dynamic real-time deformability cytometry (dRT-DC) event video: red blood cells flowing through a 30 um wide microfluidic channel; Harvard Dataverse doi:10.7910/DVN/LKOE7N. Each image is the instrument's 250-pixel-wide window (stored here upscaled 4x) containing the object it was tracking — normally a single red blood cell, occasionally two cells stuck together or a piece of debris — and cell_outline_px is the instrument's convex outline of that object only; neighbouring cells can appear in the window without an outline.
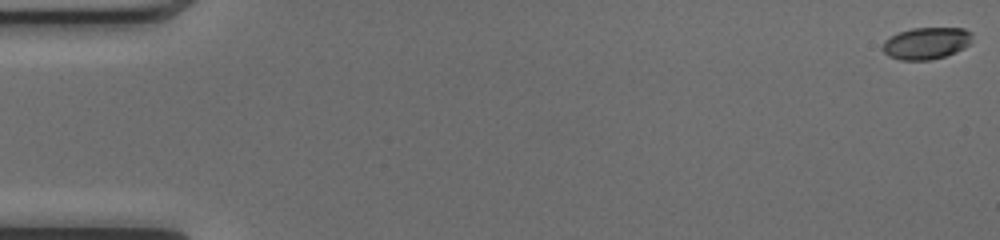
{"species": "common noctule bat (a hibernating species)", "species_latin": "Nyctalus noctula", "temperature_condition": "cold", "stored_images_in_passage": 51, "camera_frame_rate_fps": 3000, "um_per_image_px": 0.085, "animal": {"sex": "female", "body_mass_g": 17.0, "forearm_length_mm": 48.0}, "frame": {"image": 1, "passage_image": 1, "time_ms": 0.0, "image_size_px": [1000, 240], "cell_outline_px": [[972, 40], [964, 48], [956, 52], [944, 56], [928, 60], [900, 60], [888, 56], [880, 48], [884, 40], [900, 32], [912, 28], [964, 28], [972, 32]], "centroid_in_image_um": [78.72, 3.67], "position_along_channel_um": 6.3, "area_um2": 16.7}}
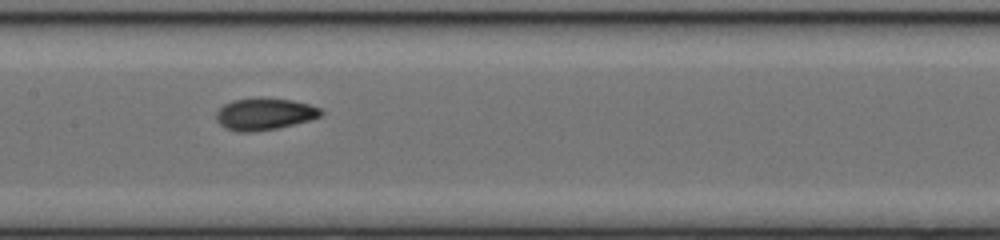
{"frame": {"image": 2, "passage_image": 26, "time_ms": 8.333, "image_size_px": [1000, 240], "cell_outline_px": [[324, 112], [320, 116], [308, 120], [276, 128], [252, 132], [236, 132], [224, 128], [216, 120], [216, 112], [224, 104], [232, 100], [260, 96], [292, 100], [308, 104], [320, 108]], "centroid_in_image_um": [22.43, 9.67], "position_along_channel_um": 185.0, "area_um2": 19.65}}
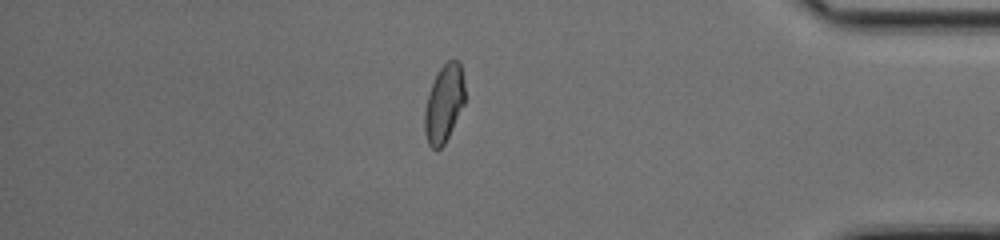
{"frame": {"image": 3, "passage_image": 44, "time_ms": 14.333, "image_size_px": [1000, 240], "cell_outline_px": [[464, 104], [444, 144], [436, 152], [428, 144], [424, 132], [424, 112], [428, 96], [432, 84], [440, 68], [448, 60], [460, 60], [464, 84]], "centroid_in_image_um": [37.73, 8.82], "position_along_channel_um": 397.5, "area_um2": 18.03}, "authors_computed_cell_mechanics": {"area_um2": 18.4382, "velocity_mm_per_s": 4.1303, "shape_relaxation_time_tau1_ms": 5.709, "shape_relaxation_time_tau2_ms": 1.3464, "deformation_change_tau1": 0.2092, "deformation_change_tau2": 0.06}}